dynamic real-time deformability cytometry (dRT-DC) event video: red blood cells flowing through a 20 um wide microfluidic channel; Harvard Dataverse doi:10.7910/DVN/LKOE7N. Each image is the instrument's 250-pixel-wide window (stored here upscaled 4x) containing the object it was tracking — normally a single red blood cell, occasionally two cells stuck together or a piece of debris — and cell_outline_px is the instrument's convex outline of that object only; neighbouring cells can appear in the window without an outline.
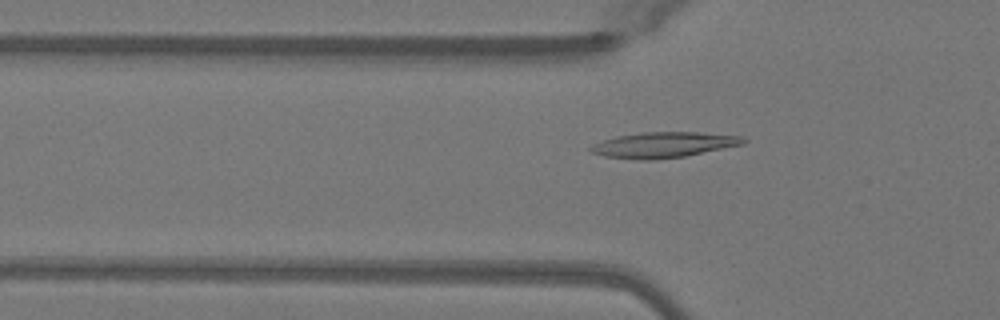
{"species": "Egyptian fruit bat (a non-hibernating species)", "species_latin": "Rousettus aegyptiacus", "temperature_condition": "warm", "stored_images_in_passage": 50, "camera_frame_rate_fps": 3000, "um_per_image_px": 0.085, "animal": {"sex": "female"}, "frame": {"image": 1, "passage_image": 17, "time_ms": 5.333, "image_size_px": [1000, 320], "cell_outline_px": [[748, 140], [744, 144], [684, 156], [652, 160], [636, 160], [604, 156], [592, 152], [588, 148], [592, 144], [616, 136], [640, 132], [696, 132], [740, 136]], "centroid_in_image_um": [56.37, 12.31], "position_along_channel_um": 69.4, "area_um2": 22.66}}
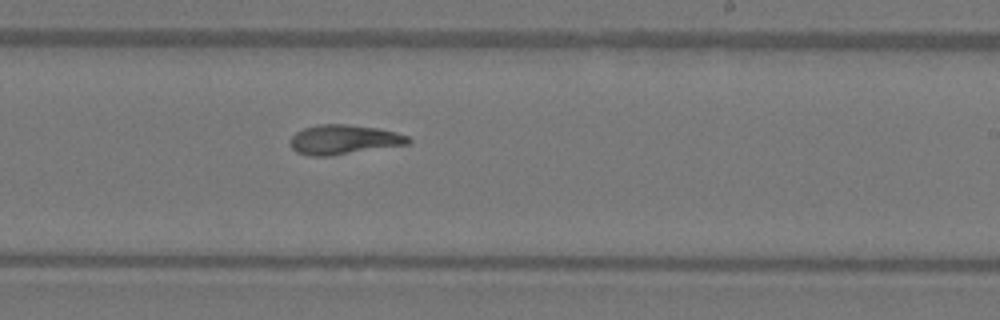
{"frame": {"image": 2, "passage_image": 31, "time_ms": 10.0, "image_size_px": [1000, 320], "cell_outline_px": [[412, 140], [408, 144], [332, 156], [308, 156], [296, 152], [292, 148], [292, 136], [296, 132], [304, 128], [316, 124], [348, 124], [376, 128], [396, 132], [408, 136]], "centroid_in_image_um": [29.22, 11.87], "position_along_channel_um": 259.8, "area_um2": 20.35}}
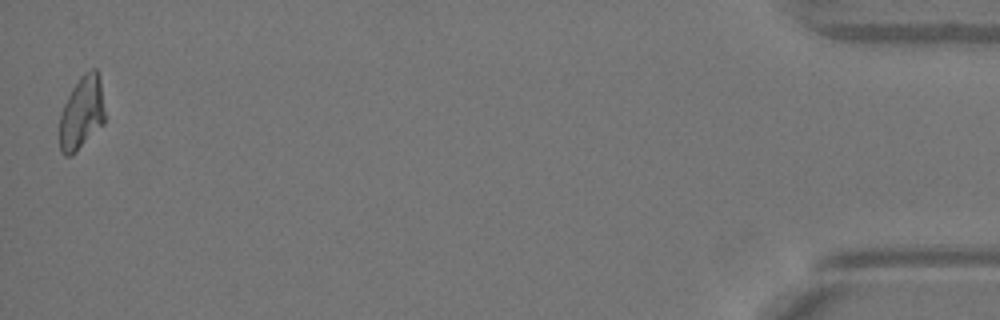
{"frame": {"image": 3, "passage_image": 50, "time_ms": 16.333, "image_size_px": [1000, 320], "cell_outline_px": [[104, 124], [72, 156], [64, 156], [60, 152], [60, 112], [72, 88], [80, 76], [84, 72], [92, 68], [96, 68], [100, 80], [104, 108]], "centroid_in_image_um": [6.94, 9.61], "position_along_channel_um": 428.3, "area_um2": 19.42}, "authors_computed_cell_mechanics": {"area_um2": 20.3456, "velocity_mm_per_s": 4.075, "shape_relaxation_time_tau1_ms": 7.5101, "shape_relaxation_time_tau2_ms": 3.7881, "deformation_change_tau1": 0.2359, "deformation_change_tau2": 0.0991}}